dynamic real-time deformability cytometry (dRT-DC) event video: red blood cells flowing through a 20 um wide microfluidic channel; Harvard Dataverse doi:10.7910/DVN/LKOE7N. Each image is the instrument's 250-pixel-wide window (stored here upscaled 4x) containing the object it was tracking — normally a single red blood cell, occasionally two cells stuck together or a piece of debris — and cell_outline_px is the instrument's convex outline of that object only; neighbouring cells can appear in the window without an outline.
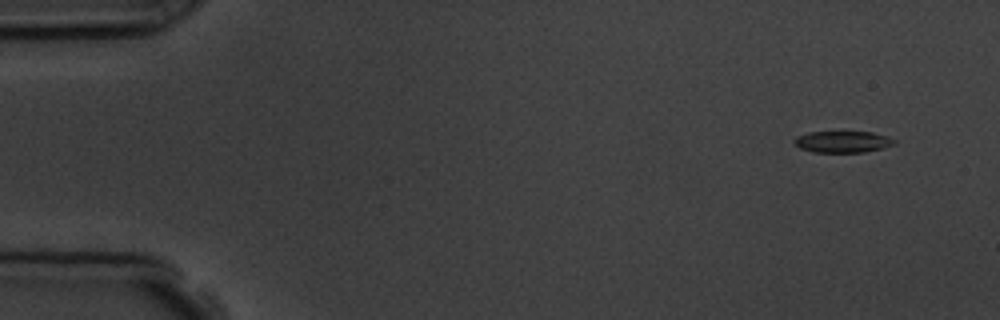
{"species": "common noctule bat (a hibernating species)", "species_latin": "Nyctalus noctula", "temperature_condition": "room temperature", "stored_images_in_passage": 5, "camera_frame_rate_fps": 3000, "um_per_image_px": 0.085, "animal": {"sex": "male", "body_mass_g": 19.5, "forearm_length_mm": 54.6}, "frame": {"image": 1, "passage_image": 1, "time_ms": 0.0, "image_size_px": [1000, 320], "cell_outline_px": [[896, 144], [864, 152], [812, 152], [800, 148], [792, 140], [796, 136], [808, 132], [872, 132], [888, 136], [896, 140]], "centroid_in_image_um": [71.62, 12.04], "position_along_channel_um": 13.4, "area_um2": 12.54}}
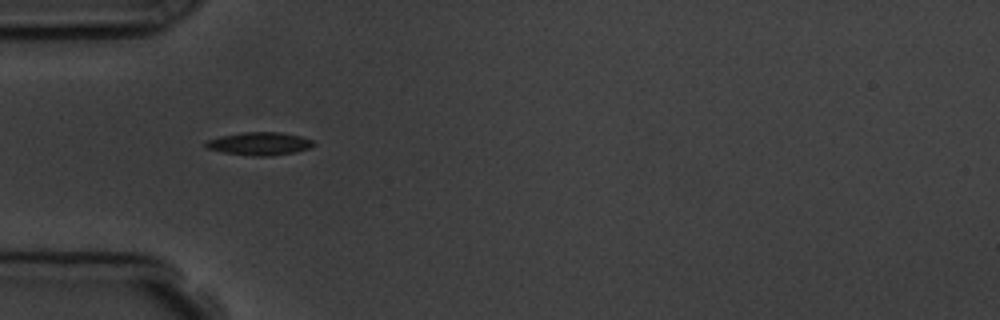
{"frame": {"image": 2, "passage_image": 4, "time_ms": 4.333, "image_size_px": [1000, 320], "cell_outline_px": [[316, 144], [312, 148], [296, 152], [272, 156], [252, 156], [224, 152], [208, 148], [204, 144], [208, 140], [220, 136], [244, 132], [280, 132], [300, 136], [312, 140]], "centroid_in_image_um": [22.11, 12.21], "position_along_channel_um": 62.9, "area_um2": 14.45}}